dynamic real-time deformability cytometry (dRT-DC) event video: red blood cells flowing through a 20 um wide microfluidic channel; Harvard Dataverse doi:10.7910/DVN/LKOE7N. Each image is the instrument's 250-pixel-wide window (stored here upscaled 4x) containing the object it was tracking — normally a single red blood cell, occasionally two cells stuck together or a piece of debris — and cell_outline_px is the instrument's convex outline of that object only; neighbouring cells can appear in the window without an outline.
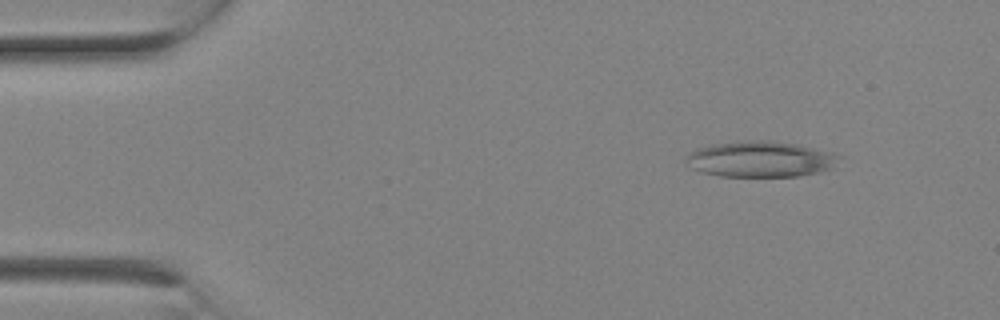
{"species": "Egyptian fruit bat (a non-hibernating species)", "species_latin": "Rousettus aegyptiacus", "temperature_condition": "room temperature", "stored_images_in_passage": 2, "camera_frame_rate_fps": 3000, "um_per_image_px": 0.085, "animal": {"sex": "female"}, "frame": {"image": 1, "passage_image": 1, "time_ms": 0.0, "image_size_px": [1000, 320], "cell_outline_px": [[844, 156], [832, 168], [800, 176], [720, 176], [700, 172], [692, 168], [684, 160], [688, 152], [712, 144], [744, 140], [768, 140], [796, 144], [832, 152]], "centroid_in_image_um": [64.64, 13.52], "position_along_channel_um": 20.4, "area_um2": 32.14}}
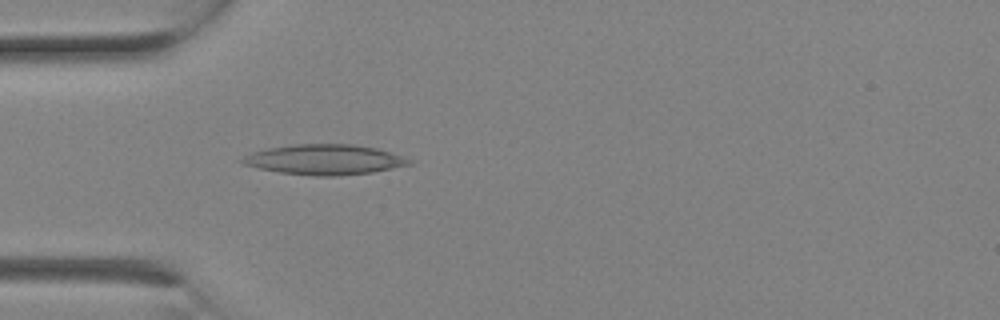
{"frame": {"image": 2, "passage_image": 2, "time_ms": 0.333, "image_size_px": [1000, 320], "cell_outline_px": [[412, 164], [372, 172], [336, 176], [312, 176], [280, 172], [260, 168], [244, 164], [240, 160], [244, 156], [252, 152], [268, 148], [292, 144], [356, 144], [376, 148], [404, 156], [412, 160]], "centroid_in_image_um": [27.61, 13.56], "position_along_channel_um": 57.4, "area_um2": 29.3}}